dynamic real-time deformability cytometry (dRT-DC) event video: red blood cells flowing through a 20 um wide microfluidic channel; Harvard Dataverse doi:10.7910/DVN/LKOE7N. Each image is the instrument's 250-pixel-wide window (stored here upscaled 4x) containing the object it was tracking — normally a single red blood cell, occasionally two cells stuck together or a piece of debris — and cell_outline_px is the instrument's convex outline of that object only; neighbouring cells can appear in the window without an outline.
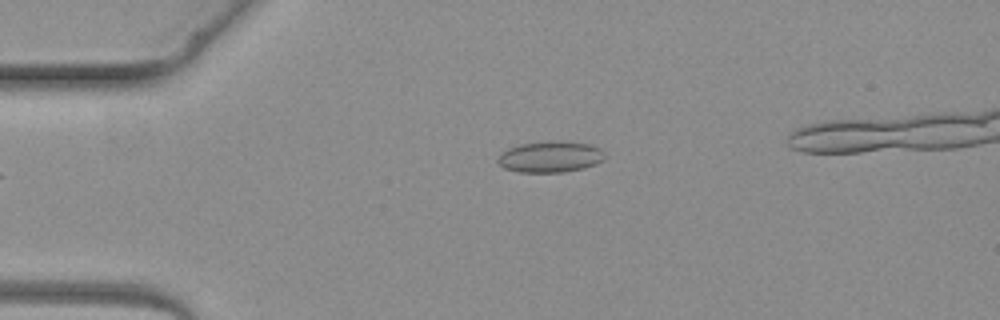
{"species": "common noctule bat (a hibernating species)", "species_latin": "Nyctalus noctula", "temperature_condition": "warm", "stored_images_in_passage": 1, "camera_frame_rate_fps": 3000, "um_per_image_px": 0.085, "animal": {"sex": "female", "body_mass_g": 19.3, "forearm_length_mm": 54.1}, "frame": {"image": 1, "passage_image": 1, "time_ms": 0.0, "image_size_px": [1000, 320], "cell_outline_px": [[604, 160], [596, 164], [584, 168], [564, 172], [520, 172], [504, 168], [496, 160], [500, 152], [508, 148], [520, 144], [548, 140], [560, 140], [588, 144], [600, 148], [604, 152]], "centroid_in_image_um": [46.76, 13.31], "position_along_channel_um": 38.2, "area_um2": 19.71}}